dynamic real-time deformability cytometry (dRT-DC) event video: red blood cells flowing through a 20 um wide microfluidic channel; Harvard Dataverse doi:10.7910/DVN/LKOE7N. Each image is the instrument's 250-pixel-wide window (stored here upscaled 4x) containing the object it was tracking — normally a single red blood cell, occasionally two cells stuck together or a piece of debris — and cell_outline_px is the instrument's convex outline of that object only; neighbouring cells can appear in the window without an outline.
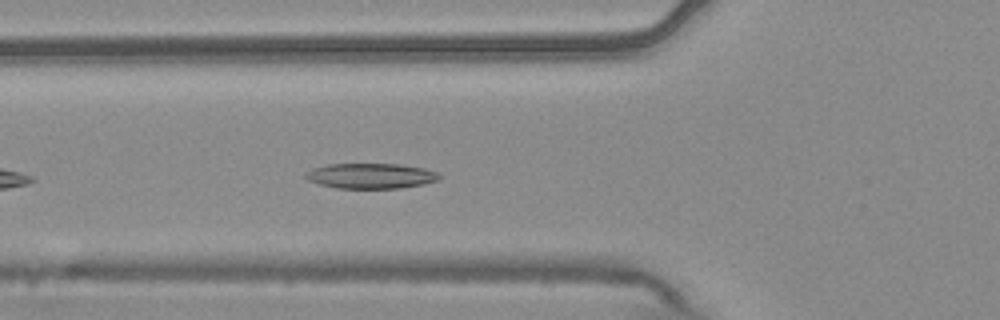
{"species": "common noctule bat (a hibernating species)", "species_latin": "Nyctalus noctula", "temperature_condition": "warm", "stored_images_in_passage": 6, "camera_frame_rate_fps": 3000, "um_per_image_px": 0.085, "animal": {"sex": "male", "body_mass_g": 20.4}, "frame": {"image": 1, "passage_image": 6, "time_ms": 1.667, "image_size_px": [1000, 320], "cell_outline_px": [[440, 180], [424, 184], [400, 188], [336, 188], [320, 184], [308, 180], [304, 176], [304, 172], [312, 168], [328, 164], [400, 164], [424, 168], [440, 172]], "centroid_in_image_um": [31.54, 14.94], "position_along_channel_um": 94.3, "area_um2": 19.88}}